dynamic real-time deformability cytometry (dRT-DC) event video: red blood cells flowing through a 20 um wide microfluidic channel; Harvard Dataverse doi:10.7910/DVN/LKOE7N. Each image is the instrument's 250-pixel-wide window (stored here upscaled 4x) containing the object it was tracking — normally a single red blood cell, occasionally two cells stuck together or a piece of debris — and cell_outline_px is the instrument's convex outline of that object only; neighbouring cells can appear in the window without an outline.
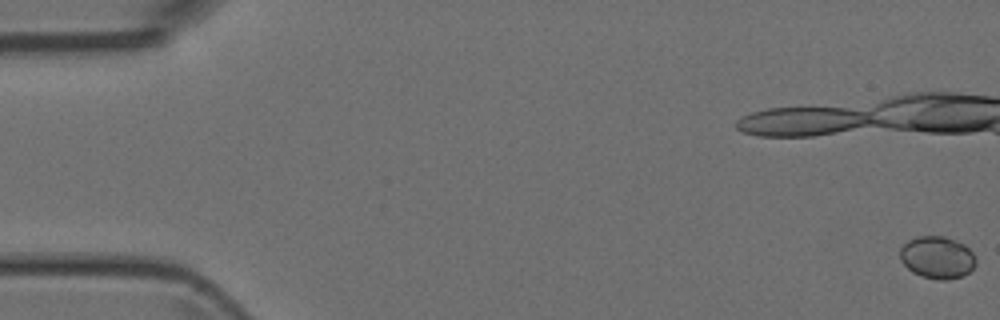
{"species": "Egyptian fruit bat (a non-hibernating species)", "species_latin": "Rousettus aegyptiacus", "temperature_condition": "room temperature", "stored_images_in_passage": 8, "camera_frame_rate_fps": 3000, "um_per_image_px": 0.085, "animal": {"sex": "female"}, "frame": {"image": 1, "passage_image": 1, "time_ms": 0.0, "image_size_px": [1000, 320], "cell_outline_px": [[976, 264], [968, 272], [960, 276], [948, 280], [936, 280], [920, 276], [912, 272], [900, 260], [900, 248], [908, 240], [916, 236], [944, 236], [956, 240], [964, 244], [972, 252], [976, 260]], "centroid_in_image_um": [79.65, 21.88], "position_along_channel_um": 5.4, "area_um2": 18.79}}